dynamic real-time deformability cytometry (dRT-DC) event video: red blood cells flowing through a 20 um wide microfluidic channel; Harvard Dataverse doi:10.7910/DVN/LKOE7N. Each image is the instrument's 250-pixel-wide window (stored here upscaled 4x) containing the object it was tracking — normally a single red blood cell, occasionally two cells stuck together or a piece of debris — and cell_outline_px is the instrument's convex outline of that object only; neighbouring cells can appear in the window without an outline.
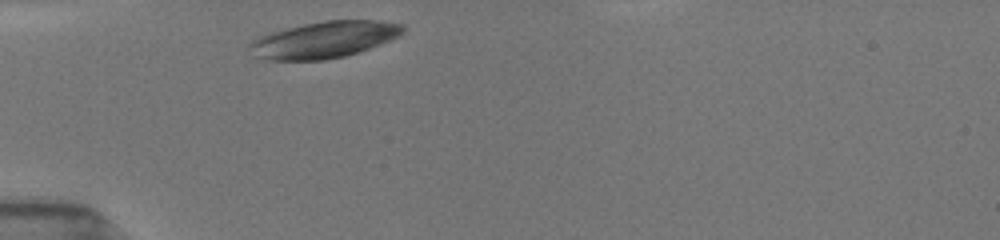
{"species": "common noctule bat (a hibernating species)", "species_latin": "Nyctalus noctula", "temperature_condition": "room temperature", "stored_images_in_passage": 6, "camera_frame_rate_fps": 3000, "um_per_image_px": 0.085, "animal": {"sex": "female", "body_mass_g": 19.5, "forearm_length_mm": 54.1}, "frame": {"image": 1, "passage_image": 1, "time_ms": 0.0, "image_size_px": [1000, 240], "cell_outline_px": [[404, 32], [388, 40], [368, 48], [344, 56], [324, 60], [268, 60], [256, 56], [252, 44], [252, 40], [260, 36], [272, 32], [304, 24], [324, 20], [368, 20], [404, 24]], "centroid_in_image_um": [27.57, 3.37], "position_along_channel_um": 57.4, "area_um2": 31.79}}
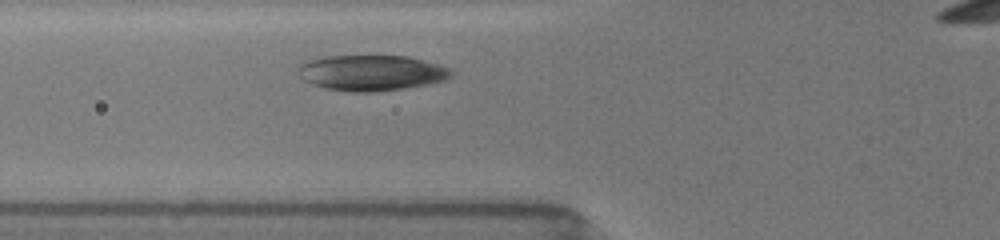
{"frame": {"image": 2, "passage_image": 4, "time_ms": 1.333, "image_size_px": [1000, 240], "cell_outline_px": [[452, 72], [444, 80], [404, 88], [368, 92], [352, 92], [324, 88], [312, 84], [304, 80], [300, 76], [300, 64], [308, 60], [324, 56], [408, 56], [424, 60], [448, 68]], "centroid_in_image_um": [31.52, 6.18], "position_along_channel_um": 94.3, "area_um2": 31.27}}